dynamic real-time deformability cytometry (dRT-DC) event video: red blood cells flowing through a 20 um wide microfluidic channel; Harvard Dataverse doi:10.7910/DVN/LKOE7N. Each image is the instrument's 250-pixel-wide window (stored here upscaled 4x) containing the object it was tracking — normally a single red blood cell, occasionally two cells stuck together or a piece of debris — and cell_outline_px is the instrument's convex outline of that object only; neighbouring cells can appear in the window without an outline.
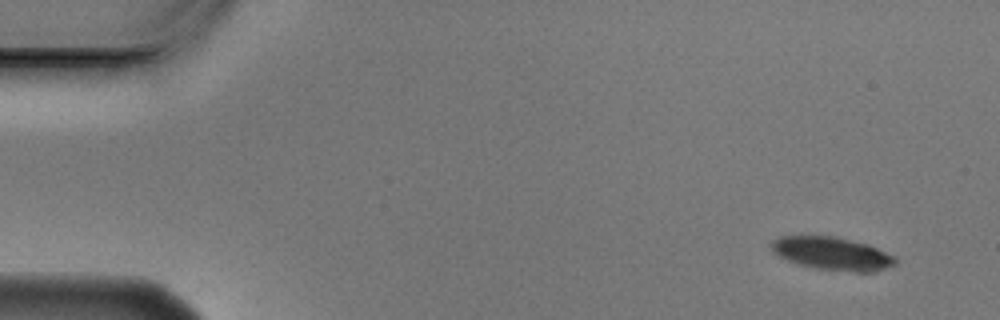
{"species": "Egyptian fruit bat (a non-hibernating species)", "species_latin": "Rousettus aegyptiacus", "temperature_condition": "cold", "stored_images_in_passage": 5, "camera_frame_rate_fps": 3000, "um_per_image_px": 0.085, "animal": {"sex": "male"}, "frame": {"image": 1, "passage_image": 1, "time_ms": 0.0, "image_size_px": [1000, 320], "cell_outline_px": [[896, 264], [884, 268], [868, 272], [856, 272], [812, 268], [788, 260], [772, 252], [772, 240], [780, 236], [836, 236], [868, 244], [896, 256]], "centroid_in_image_um": [70.75, 21.54], "position_along_channel_um": 14.3, "area_um2": 23.76}}
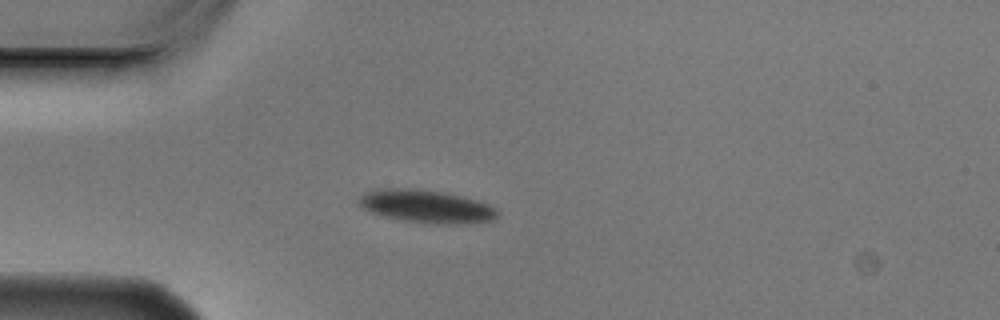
{"frame": {"image": 2, "passage_image": 4, "time_ms": 1.0, "image_size_px": [1000, 320], "cell_outline_px": [[500, 212], [492, 220], [456, 224], [448, 224], [404, 220], [384, 216], [372, 212], [364, 208], [360, 204], [360, 196], [364, 192], [376, 188], [408, 188], [440, 192], [460, 196], [476, 200], [488, 204], [496, 208]], "centroid_in_image_um": [36.23, 17.53], "position_along_channel_um": 48.8, "area_um2": 26.01}}